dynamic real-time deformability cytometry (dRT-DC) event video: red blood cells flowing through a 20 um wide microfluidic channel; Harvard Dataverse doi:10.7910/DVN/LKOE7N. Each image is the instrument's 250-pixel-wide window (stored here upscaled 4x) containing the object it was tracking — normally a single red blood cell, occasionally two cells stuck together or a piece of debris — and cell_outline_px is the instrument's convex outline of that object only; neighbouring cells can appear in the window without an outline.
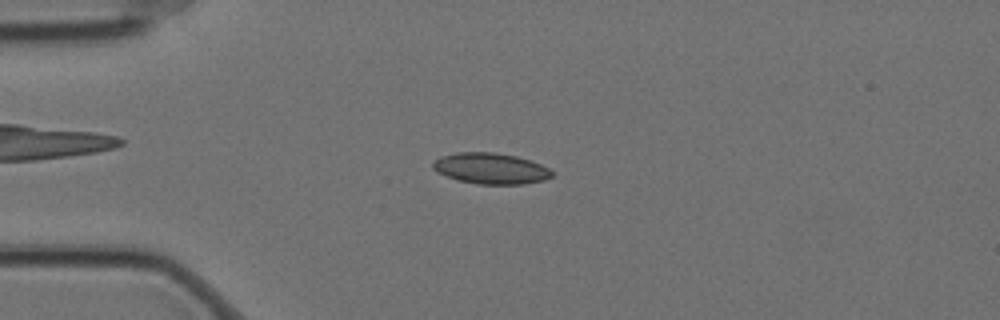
{"species": "Egyptian fruit bat (a non-hibernating species)", "species_latin": "Rousettus aegyptiacus", "temperature_condition": "cold", "stored_images_in_passage": 6, "camera_frame_rate_fps": 3000, "um_per_image_px": 0.085, "animal": {"sex": "female"}, "frame": {"image": 1, "passage_image": 3, "time_ms": 0.667, "image_size_px": [1000, 320], "cell_outline_px": [[552, 176], [544, 180], [524, 184], [480, 184], [456, 180], [436, 172], [432, 168], [432, 164], [440, 156], [456, 152], [496, 152], [516, 156], [540, 164], [548, 168], [552, 172]], "centroid_in_image_um": [41.67, 14.32], "position_along_channel_um": 43.3, "area_um2": 21.5}}
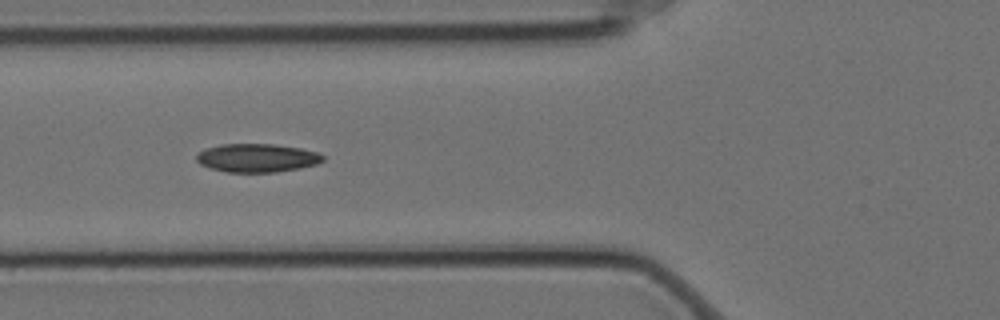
{"frame": {"image": 2, "passage_image": 5, "time_ms": 1.333, "image_size_px": [1000, 320], "cell_outline_px": [[324, 160], [316, 164], [300, 168], [276, 172], [224, 172], [208, 168], [200, 164], [196, 160], [196, 156], [200, 152], [208, 148], [220, 144], [272, 144], [300, 148], [320, 152], [324, 156]], "centroid_in_image_um": [21.86, 13.43], "position_along_channel_um": 103.9, "area_um2": 21.04}}
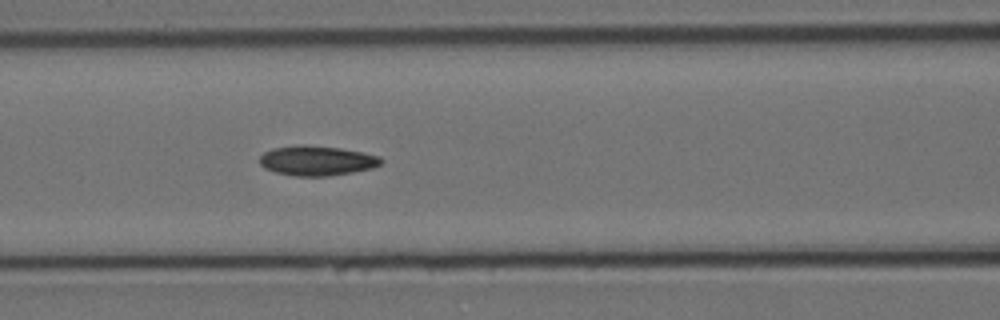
{"frame": {"image": 3, "passage_image": 6, "time_ms": 1.667, "image_size_px": [1000, 320], "cell_outline_px": [[384, 160], [380, 164], [372, 168], [352, 172], [328, 176], [296, 176], [276, 172], [264, 168], [260, 164], [260, 156], [264, 152], [272, 148], [304, 144], [340, 148], [364, 152], [380, 156]], "centroid_in_image_um": [26.94, 13.65], "position_along_channel_um": 139.7, "area_um2": 21.15}}